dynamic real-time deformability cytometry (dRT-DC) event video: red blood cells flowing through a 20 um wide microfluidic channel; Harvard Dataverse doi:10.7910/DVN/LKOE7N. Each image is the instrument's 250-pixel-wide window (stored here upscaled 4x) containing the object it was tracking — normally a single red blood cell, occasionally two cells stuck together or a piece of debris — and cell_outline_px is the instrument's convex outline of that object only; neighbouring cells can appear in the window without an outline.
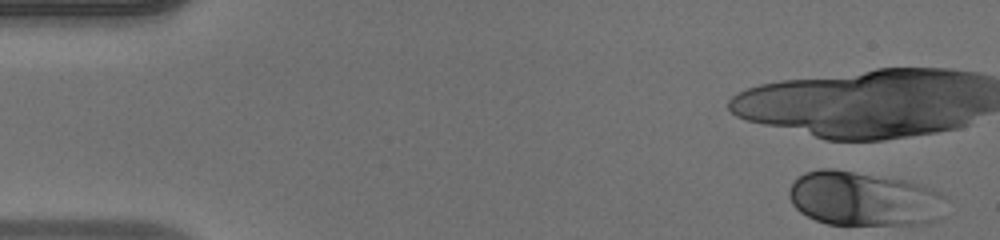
{"species": "human", "species_latin": "Homo sapiens", "temperature_condition": "warm", "stored_images_in_passage": 14, "camera_frame_rate_fps": 3000, "um_per_image_px": 0.085, "donor": {"sex": "male"}, "frame": {"image": 1, "passage_image": 1, "time_ms": 0.0, "image_size_px": [1000, 240], "cell_outline_px": [[944, 196], [936, 220], [928, 224], [828, 224], [816, 220], [800, 212], [792, 204], [788, 196], [788, 192], [792, 184], [804, 172], [820, 168], [832, 168], [908, 180], [924, 184], [940, 192]], "centroid_in_image_um": [73.39, 16.87], "position_along_channel_um": 11.6, "area_um2": 49.71}}